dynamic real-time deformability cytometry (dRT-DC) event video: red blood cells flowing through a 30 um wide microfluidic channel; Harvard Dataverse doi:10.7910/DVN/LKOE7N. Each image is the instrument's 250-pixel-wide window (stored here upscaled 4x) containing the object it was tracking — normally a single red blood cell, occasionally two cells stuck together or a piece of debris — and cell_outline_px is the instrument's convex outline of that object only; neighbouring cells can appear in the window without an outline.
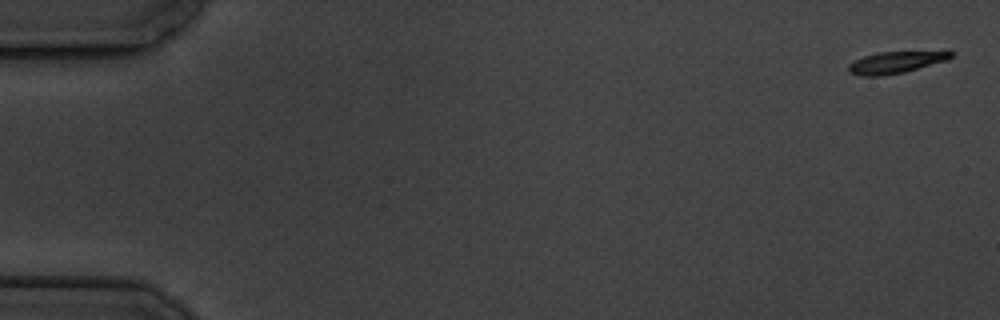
{"species": "common noctule bat (a hibernating species)", "species_latin": "Nyctalus noctula", "temperature_condition": "cold", "stored_images_in_passage": 7, "camera_frame_rate_fps": 3000, "um_per_image_px": 0.085, "animal": {"sex": "male", "body_mass_g": 19.5, "forearm_length_mm": 54.6}, "frame": {"image": 1, "passage_image": 1, "time_ms": 0.0, "image_size_px": [1000, 320], "cell_outline_px": [[956, 52], [948, 60], [904, 72], [884, 76], [860, 76], [848, 72], [848, 64], [864, 56], [880, 52], [948, 48], [952, 48]], "centroid_in_image_um": [76.33, 5.24], "position_along_channel_um": 8.7, "area_um2": 13.93}}
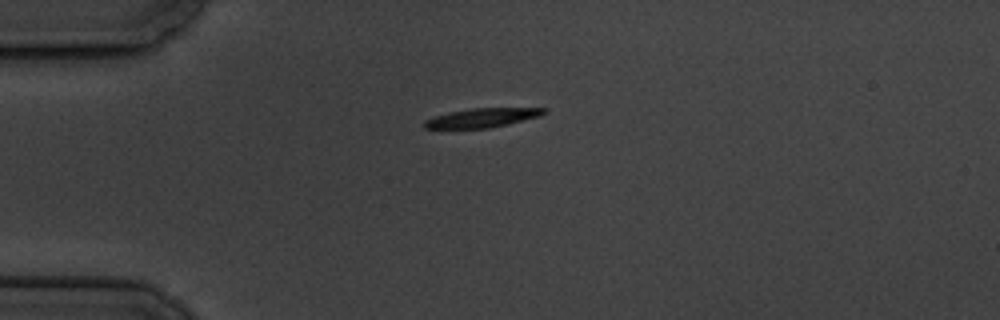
{"frame": {"image": 2, "passage_image": 5, "time_ms": 4.667, "image_size_px": [1000, 320], "cell_outline_px": [[548, 112], [540, 116], [508, 124], [488, 128], [424, 128], [424, 120], [448, 112], [472, 108], [548, 108]], "centroid_in_image_um": [41.03, 10.0], "position_along_channel_um": 44.0, "area_um2": 13.24}}